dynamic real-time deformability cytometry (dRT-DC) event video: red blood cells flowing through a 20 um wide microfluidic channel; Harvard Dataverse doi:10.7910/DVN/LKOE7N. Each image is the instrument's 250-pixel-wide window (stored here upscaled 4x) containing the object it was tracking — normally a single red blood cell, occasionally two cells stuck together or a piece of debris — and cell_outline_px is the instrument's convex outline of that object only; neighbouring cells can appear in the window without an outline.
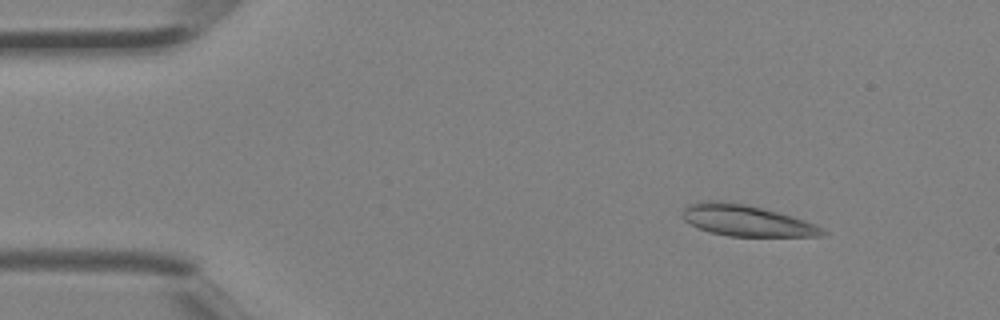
{"species": "Egyptian fruit bat (a non-hibernating species)", "species_latin": "Rousettus aegyptiacus", "temperature_condition": "room temperature", "stored_images_in_passage": 3, "camera_frame_rate_fps": 3000, "um_per_image_px": 0.085, "animal": {"sex": "female"}, "frame": {"image": 1, "passage_image": 1, "time_ms": 0.0, "image_size_px": [1000, 320], "cell_outline_px": [[828, 232], [820, 236], [728, 236], [708, 232], [696, 228], [688, 224], [680, 216], [684, 208], [688, 204], [700, 200], [728, 200], [764, 208], [792, 216], [816, 224]], "centroid_in_image_um": [63.36, 18.73], "position_along_channel_um": 21.6, "area_um2": 26.01}}